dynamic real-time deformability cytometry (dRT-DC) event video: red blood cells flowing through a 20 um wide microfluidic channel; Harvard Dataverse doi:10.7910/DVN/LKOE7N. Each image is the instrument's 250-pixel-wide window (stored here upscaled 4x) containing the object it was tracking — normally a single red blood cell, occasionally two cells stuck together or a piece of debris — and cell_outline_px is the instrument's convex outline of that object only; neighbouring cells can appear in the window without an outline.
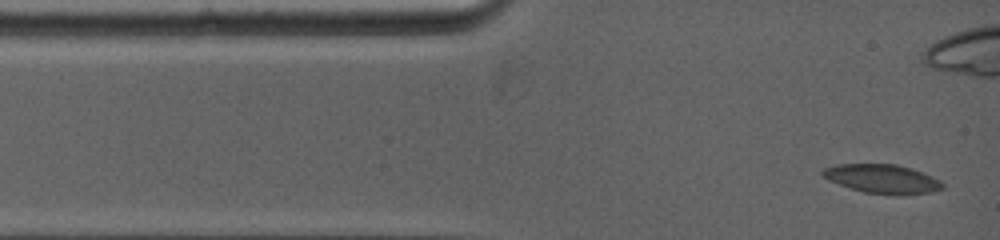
{"species": "common noctule bat (a hibernating species)", "species_latin": "Nyctalus noctula", "temperature_condition": "warm", "stored_images_in_passage": 5, "camera_frame_rate_fps": 5000, "um_per_image_px": 0.085, "animal": {"sex": "female", "body_mass_g": 19.0, "forearm_length_mm": 53.3}, "frame": {"image": 1, "passage_image": 1, "time_ms": 0.0, "image_size_px": [1000, 240], "cell_outline_px": [[944, 188], [928, 192], [864, 192], [828, 180], [820, 172], [824, 168], [836, 164], [896, 164], [932, 176], [940, 180], [944, 184]], "centroid_in_image_um": [74.93, 15.15], "position_along_channel_um": 10.1, "area_um2": 19.13}}